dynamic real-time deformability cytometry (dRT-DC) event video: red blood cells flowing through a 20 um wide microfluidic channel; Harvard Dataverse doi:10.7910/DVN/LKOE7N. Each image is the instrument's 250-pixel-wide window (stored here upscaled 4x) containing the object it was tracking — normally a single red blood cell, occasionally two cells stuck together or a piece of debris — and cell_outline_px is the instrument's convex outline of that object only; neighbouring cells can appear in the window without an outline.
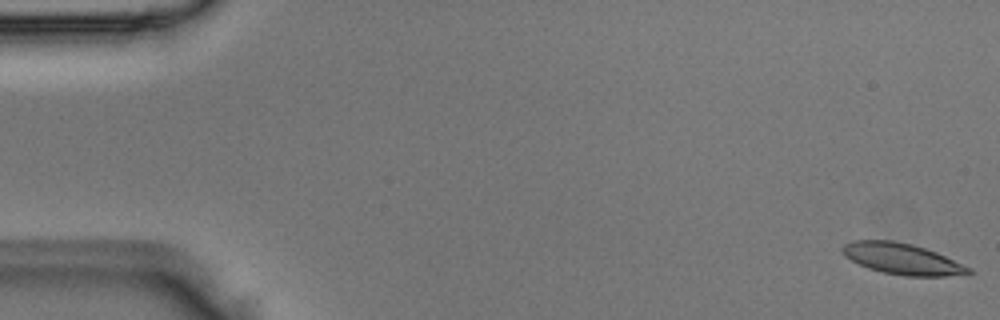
{"species": "Egyptian fruit bat (a non-hibernating species)", "species_latin": "Rousettus aegyptiacus", "temperature_condition": "room temperature", "stored_images_in_passage": 10, "camera_frame_rate_fps": 3000, "um_per_image_px": 0.085, "animal": {"sex": "male"}, "frame": {"image": 1, "passage_image": 1, "time_ms": 0.0, "image_size_px": [1000, 320], "cell_outline_px": [[972, 272], [944, 276], [904, 276], [884, 272], [868, 268], [844, 256], [840, 248], [844, 244], [852, 240], [892, 240], [912, 244], [936, 252], [972, 268]], "centroid_in_image_um": [76.64, 21.99], "position_along_channel_um": 8.4, "area_um2": 22.66}}